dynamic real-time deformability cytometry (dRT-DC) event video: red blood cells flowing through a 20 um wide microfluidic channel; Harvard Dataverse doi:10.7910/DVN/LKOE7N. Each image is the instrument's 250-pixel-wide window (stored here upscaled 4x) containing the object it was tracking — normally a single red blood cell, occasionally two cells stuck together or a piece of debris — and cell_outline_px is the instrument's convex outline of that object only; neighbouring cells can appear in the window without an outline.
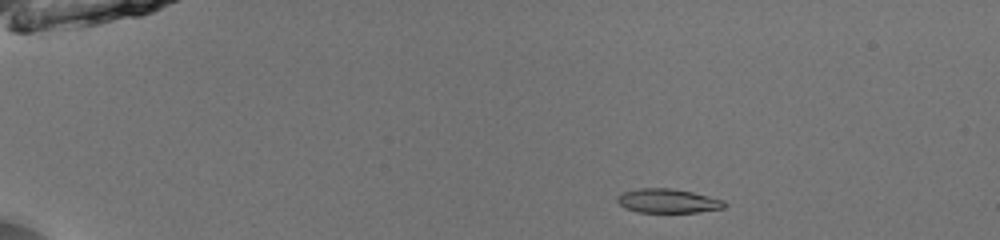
{"species": "common noctule bat (a hibernating species)", "species_latin": "Nyctalus noctula", "temperature_condition": "room temperature", "stored_images_in_passage": 43, "camera_frame_rate_fps": 3000, "um_per_image_px": 0.085, "animal": {"sex": "male", "body_mass_g": 13.0, "forearm_length_mm": 53.1}, "frame": {"image": 1, "passage_image": 1, "time_ms": 0.0, "image_size_px": [1000, 240], "cell_outline_px": [[728, 204], [724, 208], [696, 212], [636, 212], [624, 208], [616, 200], [616, 196], [624, 192], [640, 188], [672, 188], [692, 192], [724, 200]], "centroid_in_image_um": [56.76, 17.08], "position_along_channel_um": 28.2, "area_um2": 15.09}}
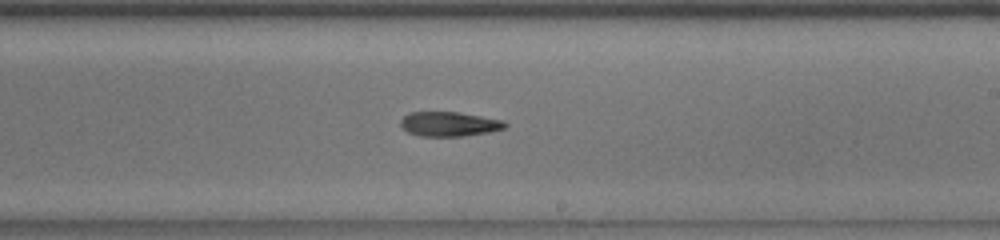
{"frame": {"image": 2, "passage_image": 24, "time_ms": 7.667, "image_size_px": [1000, 240], "cell_outline_px": [[508, 124], [504, 128], [488, 132], [464, 136], [420, 136], [408, 132], [400, 124], [400, 120], [408, 112], [456, 112], [504, 120]], "centroid_in_image_um": [38.17, 10.54], "position_along_channel_um": 250.8, "area_um2": 14.85}}
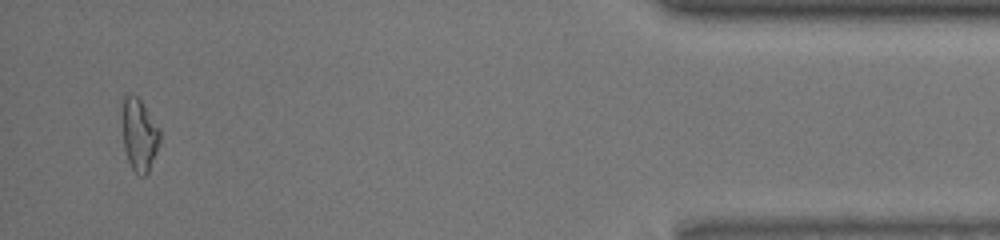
{"frame": {"image": 3, "passage_image": 41, "time_ms": 13.333, "image_size_px": [1000, 240], "cell_outline_px": [[160, 140], [156, 152], [148, 172], [144, 176], [140, 176], [132, 168], [128, 160], [124, 148], [120, 116], [120, 112], [124, 96], [128, 92], [136, 96], [140, 100], [160, 128]], "centroid_in_image_um": [11.8, 11.4], "position_along_channel_um": 423.4, "area_um2": 16.18}, "authors_computed_cell_mechanics": {"area_um2": 15.7216, "velocity_mm_per_s": 4.0536, "shape_relaxation_time_tau1_ms": null, "shape_relaxation_time_tau2_ms": 9.5517, "deformation_change_tau1": null, "deformation_change_tau2": 0.1948}}